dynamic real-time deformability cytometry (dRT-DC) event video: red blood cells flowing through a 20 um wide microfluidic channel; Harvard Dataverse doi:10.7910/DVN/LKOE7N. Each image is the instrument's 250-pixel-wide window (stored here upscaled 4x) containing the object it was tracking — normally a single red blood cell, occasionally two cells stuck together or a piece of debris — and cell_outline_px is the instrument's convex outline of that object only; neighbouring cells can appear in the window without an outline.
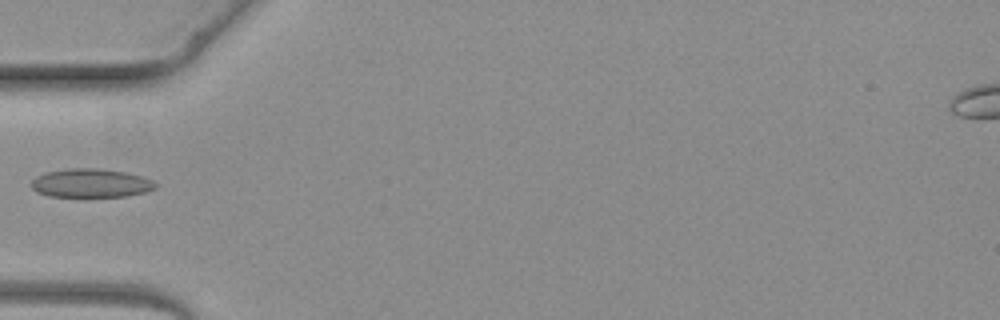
{"species": "common noctule bat (a hibernating species)", "species_latin": "Nyctalus noctula", "temperature_condition": "warm", "stored_images_in_passage": 4, "camera_frame_rate_fps": 3000, "um_per_image_px": 0.085, "animal": {"sex": "female", "body_mass_g": 19.3, "forearm_length_mm": 54.1}, "frame": {"image": 1, "passage_image": 4, "time_ms": 3.667, "image_size_px": [1000, 320], "cell_outline_px": [[156, 188], [144, 192], [128, 196], [48, 196], [36, 192], [32, 188], [32, 180], [36, 176], [44, 172], [68, 168], [100, 168], [124, 172], [144, 176], [152, 180], [156, 184]], "centroid_in_image_um": [7.71, 15.55], "position_along_channel_um": 77.3, "area_um2": 20.81}}